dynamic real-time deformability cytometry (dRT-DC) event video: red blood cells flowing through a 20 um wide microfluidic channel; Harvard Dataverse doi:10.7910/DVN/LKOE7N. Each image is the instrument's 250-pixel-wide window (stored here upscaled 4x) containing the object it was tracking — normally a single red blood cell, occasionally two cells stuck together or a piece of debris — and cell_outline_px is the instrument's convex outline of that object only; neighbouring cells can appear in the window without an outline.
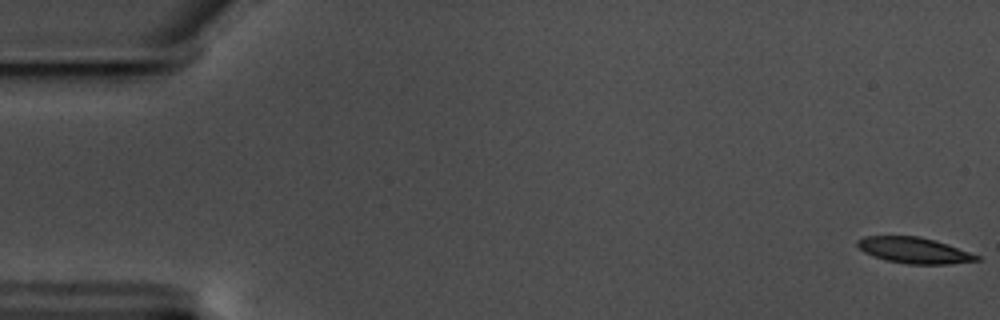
{"species": "common noctule bat (a hibernating species)", "species_latin": "Nyctalus noctula", "temperature_condition": "warm", "stored_images_in_passage": 59, "camera_frame_rate_fps": 3000, "um_per_image_px": 0.085, "animal": {"sex": "male", "body_mass_g": 17.5, "forearm_length_mm": 52.3}, "frame": {"image": 1, "passage_image": 1, "time_ms": 0.0, "image_size_px": [1000, 320], "cell_outline_px": [[980, 260], [952, 264], [908, 264], [884, 260], [872, 256], [864, 252], [856, 244], [856, 240], [864, 236], [920, 236], [936, 240], [948, 244], [980, 256]], "centroid_in_image_um": [77.69, 21.28], "position_along_channel_um": 7.3, "area_um2": 18.21}}
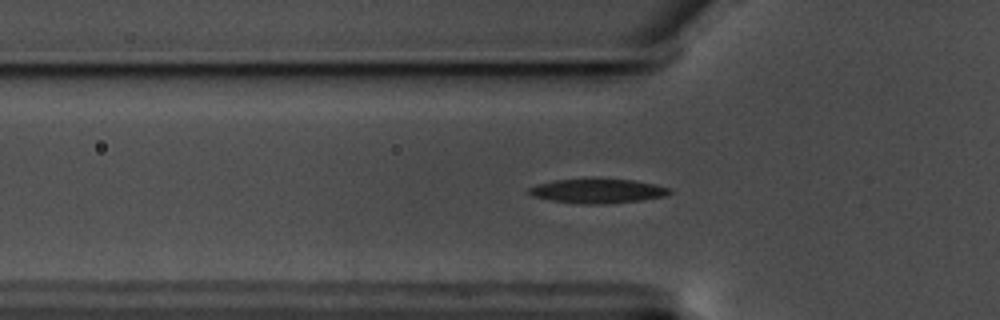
{"frame": {"image": 2, "passage_image": 20, "time_ms": 6.333, "image_size_px": [1000, 320], "cell_outline_px": [[672, 192], [668, 196], [640, 200], [604, 204], [580, 204], [548, 200], [532, 196], [528, 192], [528, 188], [552, 180], [592, 176], [632, 180], [656, 184], [672, 188]], "centroid_in_image_um": [50.81, 16.2], "position_along_channel_um": 75.0, "area_um2": 20.92}}
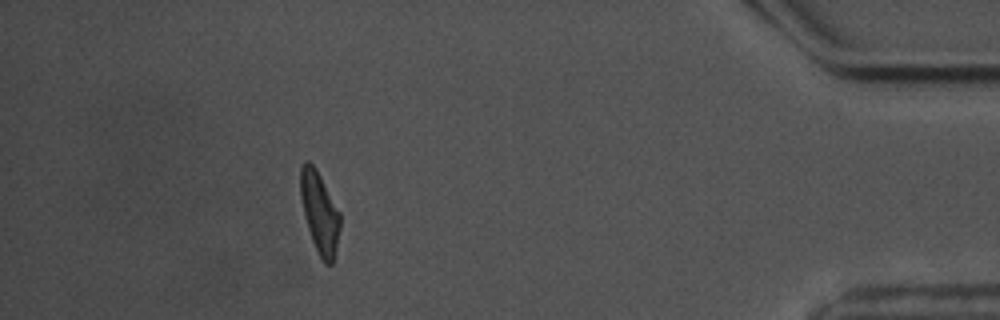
{"frame": {"image": 3, "passage_image": 53, "time_ms": 17.333, "image_size_px": [1000, 320], "cell_outline_px": [[340, 228], [336, 248], [332, 264], [324, 264], [312, 240], [308, 228], [300, 196], [300, 168], [304, 160], [308, 160], [316, 168], [340, 212]], "centroid_in_image_um": [27.16, 18.03], "position_along_channel_um": 408.0, "area_um2": 18.61}, "authors_computed_cell_mechanics": {"area_um2": 19.363, "velocity_mm_per_s": 3.5198, "shape_relaxation_time_tau1_ms": 3.5681, "shape_relaxation_time_tau2_ms": 2.229, "deformation_change_tau1": 0.1389, "deformation_change_tau2": 0.099}}